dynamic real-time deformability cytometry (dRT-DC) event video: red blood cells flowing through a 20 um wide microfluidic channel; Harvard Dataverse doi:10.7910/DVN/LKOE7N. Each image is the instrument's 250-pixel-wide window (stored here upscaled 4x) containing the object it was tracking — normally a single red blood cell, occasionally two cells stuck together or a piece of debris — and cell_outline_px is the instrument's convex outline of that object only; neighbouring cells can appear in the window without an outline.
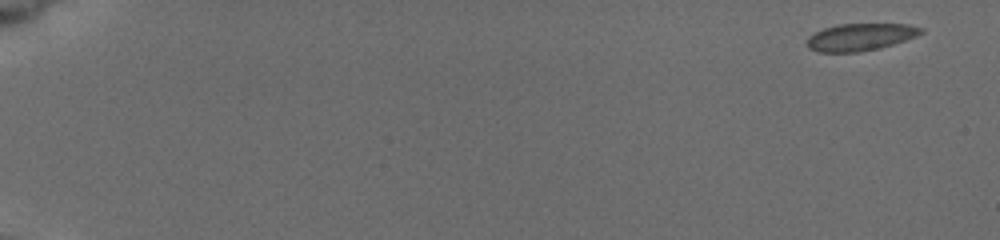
{"species": "common noctule bat (a hibernating species)", "species_latin": "Nyctalus noctula", "temperature_condition": "cold", "stored_images_in_passage": 12, "camera_frame_rate_fps": 3000, "um_per_image_px": 0.085, "animal": {"sex": "female", "body_mass_g": 19.5, "forearm_length_mm": 54.1}, "frame": {"image": 1, "passage_image": 1, "time_ms": 0.0, "image_size_px": [1000, 240], "cell_outline_px": [[924, 32], [916, 36], [880, 48], [856, 52], [816, 52], [808, 48], [808, 36], [824, 28], [836, 24], [908, 24], [924, 28]], "centroid_in_image_um": [73.13, 3.14], "position_along_channel_um": 11.9, "area_um2": 18.03}}
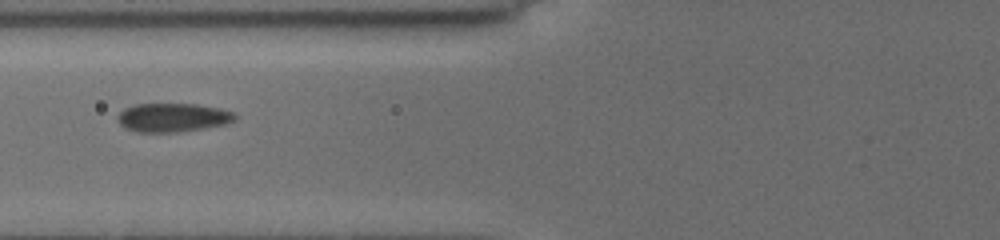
{"frame": {"image": 2, "passage_image": 9, "time_ms": 7.333, "image_size_px": [1000, 240], "cell_outline_px": [[236, 120], [224, 124], [204, 128], [176, 132], [136, 132], [124, 128], [120, 124], [116, 116], [124, 108], [136, 104], [196, 104], [220, 108], [236, 112]], "centroid_in_image_um": [14.68, 9.98], "position_along_channel_um": 111.1, "area_um2": 19.77}}
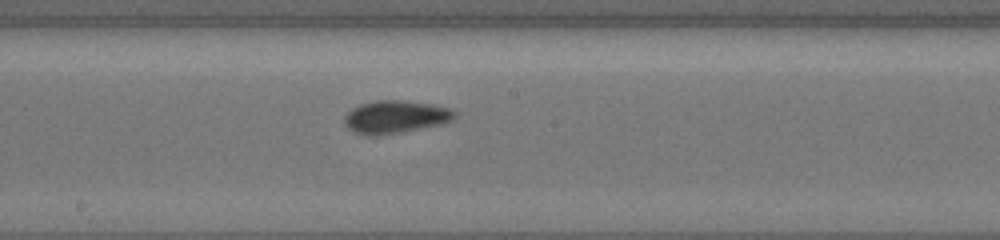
{"frame": {"image": 3, "passage_image": 12, "time_ms": 10.0, "image_size_px": [1000, 240], "cell_outline_px": [[456, 116], [452, 120], [440, 124], [400, 132], [376, 136], [368, 136], [356, 132], [348, 128], [344, 124], [344, 116], [352, 108], [360, 104], [376, 100], [404, 100], [436, 104], [452, 108], [456, 112]], "centroid_in_image_um": [33.62, 9.92], "position_along_channel_um": 214.6, "area_um2": 21.21}}